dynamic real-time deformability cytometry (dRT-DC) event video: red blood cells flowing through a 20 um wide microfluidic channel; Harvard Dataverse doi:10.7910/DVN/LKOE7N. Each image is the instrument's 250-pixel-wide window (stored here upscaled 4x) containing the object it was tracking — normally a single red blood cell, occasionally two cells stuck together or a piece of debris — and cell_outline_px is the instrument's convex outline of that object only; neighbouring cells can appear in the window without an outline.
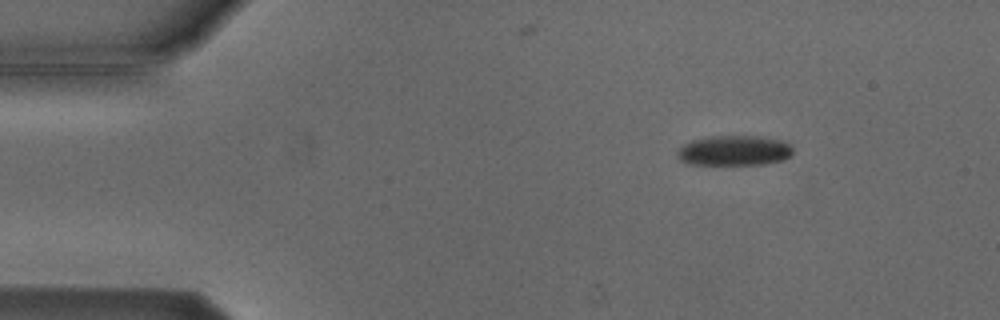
{"species": "Egyptian fruit bat (a non-hibernating species)", "species_latin": "Rousettus aegyptiacus", "temperature_condition": "cold", "stored_images_in_passage": 3, "camera_frame_rate_fps": 3000, "um_per_image_px": 0.085, "animal": {"sex": "male"}, "frame": {"image": 1, "passage_image": 1, "time_ms": 0.0, "image_size_px": [1000, 320], "cell_outline_px": [[792, 156], [784, 160], [764, 164], [692, 164], [680, 160], [676, 156], [676, 148], [692, 140], [708, 136], [756, 136], [780, 140], [788, 144], [792, 148]], "centroid_in_image_um": [62.37, 12.8], "position_along_channel_um": 22.6, "area_um2": 20.35}}